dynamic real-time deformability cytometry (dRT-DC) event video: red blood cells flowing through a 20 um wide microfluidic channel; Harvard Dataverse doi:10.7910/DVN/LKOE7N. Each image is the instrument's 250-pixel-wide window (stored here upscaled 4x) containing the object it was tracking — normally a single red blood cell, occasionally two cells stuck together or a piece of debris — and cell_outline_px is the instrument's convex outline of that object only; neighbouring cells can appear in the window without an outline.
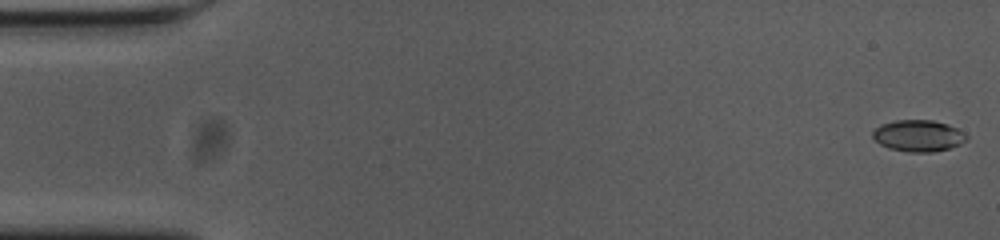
{"species": "common noctule bat (a hibernating species)", "species_latin": "Nyctalus noctula", "temperature_condition": "cold", "stored_images_in_passage": 19, "camera_frame_rate_fps": 3000, "um_per_image_px": 0.085, "animal": {"sex": "female", "body_mass_g": 23.0, "forearm_length_mm": 53.4}, "frame": {"image": 1, "passage_image": 1, "time_ms": 0.0, "image_size_px": [1000, 240], "cell_outline_px": [[968, 140], [960, 144], [948, 148], [932, 152], [908, 152], [888, 148], [880, 144], [872, 136], [872, 132], [880, 124], [896, 120], [932, 120], [948, 124], [964, 132], [968, 136]], "centroid_in_image_um": [78.06, 11.53], "position_along_channel_um": 6.9, "area_um2": 17.28}}
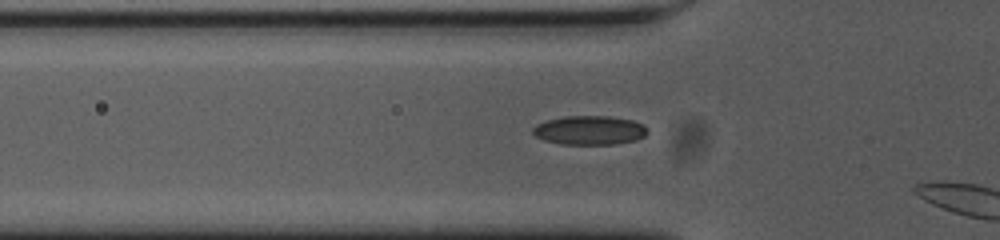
{"frame": {"image": 2, "passage_image": 18, "time_ms": 5.667, "image_size_px": [1000, 240], "cell_outline_px": [[648, 132], [644, 136], [636, 140], [612, 144], [560, 144], [544, 140], [536, 136], [532, 132], [532, 128], [536, 124], [548, 120], [564, 116], [608, 116], [632, 120], [644, 124], [648, 128]], "centroid_in_image_um": [50.12, 11.07], "position_along_channel_um": 75.7, "area_um2": 19.42}}